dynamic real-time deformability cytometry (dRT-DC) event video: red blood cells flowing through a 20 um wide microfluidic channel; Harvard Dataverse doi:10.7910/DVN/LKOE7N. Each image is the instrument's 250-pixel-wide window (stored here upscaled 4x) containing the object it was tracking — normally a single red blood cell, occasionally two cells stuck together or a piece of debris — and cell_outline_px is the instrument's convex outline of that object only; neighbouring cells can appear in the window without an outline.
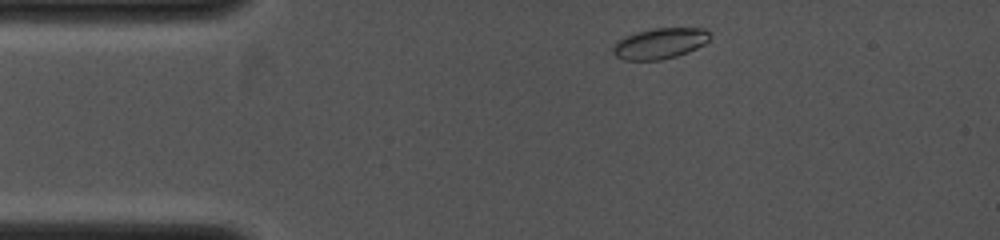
{"species": "common noctule bat (a hibernating species)", "species_latin": "Nyctalus noctula", "temperature_condition": "cold", "stored_images_in_passage": 11, "camera_frame_rate_fps": 4000, "um_per_image_px": 0.085, "animal": {"sex": "female", "body_mass_g": 19.0, "forearm_length_mm": 53.3}, "frame": {"image": 1, "passage_image": 1, "time_ms": 0.0, "image_size_px": [1000, 240], "cell_outline_px": [[712, 36], [704, 44], [688, 52], [676, 56], [660, 60], [624, 60], [616, 56], [612, 52], [612, 48], [624, 36], [652, 28], [704, 28]], "centroid_in_image_um": [56.1, 3.69], "position_along_channel_um": 28.9, "area_um2": 17.28}}
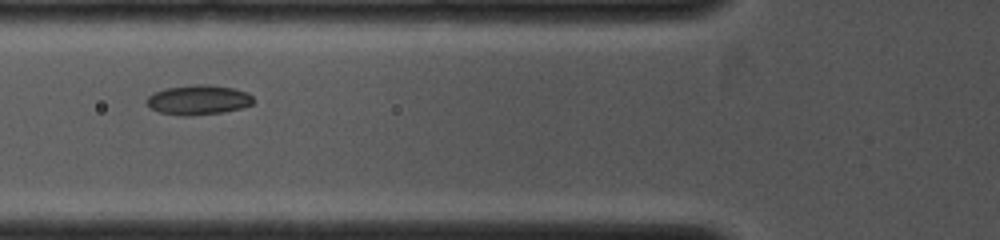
{"frame": {"image": 2, "passage_image": 6, "time_ms": 2.5, "image_size_px": [1000, 240], "cell_outline_px": [[256, 100], [252, 104], [240, 108], [224, 112], [192, 116], [184, 116], [160, 112], [148, 108], [144, 100], [152, 92], [164, 88], [196, 84], [208, 84], [232, 88], [248, 92]], "centroid_in_image_um": [16.82, 8.49], "position_along_channel_um": 109.0, "area_um2": 18.84}}
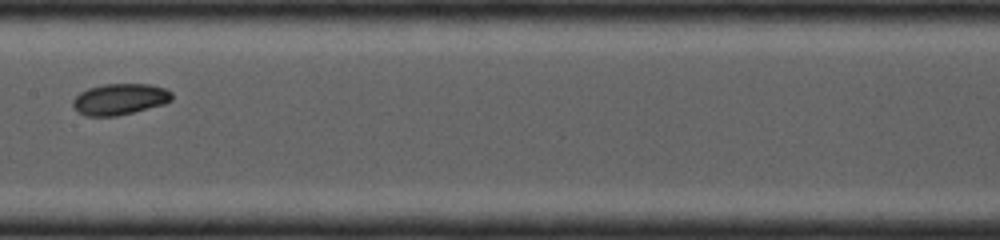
{"frame": {"image": 3, "passage_image": 10, "time_ms": 4.25, "image_size_px": [1000, 240], "cell_outline_px": [[172, 100], [164, 104], [116, 116], [88, 116], [80, 112], [72, 104], [72, 100], [80, 92], [88, 88], [104, 84], [148, 84], [164, 88], [172, 92]], "centroid_in_image_um": [10.19, 8.42], "position_along_channel_um": 197.2, "area_um2": 17.8}}